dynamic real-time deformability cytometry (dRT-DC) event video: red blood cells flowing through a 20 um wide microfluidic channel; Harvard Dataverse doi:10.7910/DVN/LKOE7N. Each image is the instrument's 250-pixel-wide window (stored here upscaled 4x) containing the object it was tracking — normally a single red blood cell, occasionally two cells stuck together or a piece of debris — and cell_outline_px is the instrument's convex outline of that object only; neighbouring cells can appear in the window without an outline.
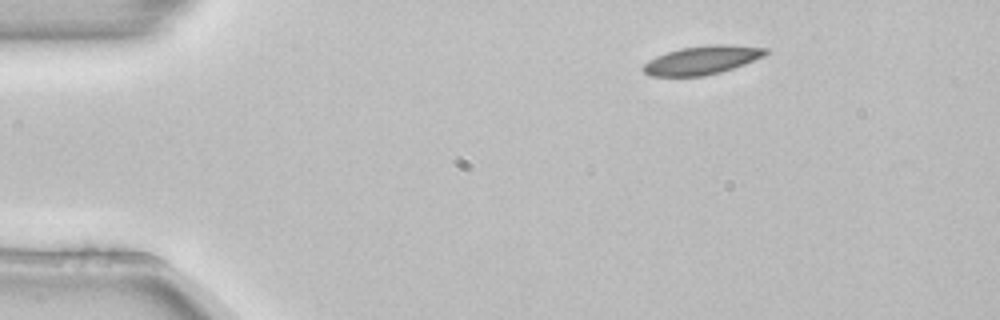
{"species": "common noctule bat (a hibernating species)", "species_latin": "Nyctalus noctula", "temperature_condition": "room temperature", "stored_images_in_passage": 3, "camera_frame_rate_fps": 3000, "um_per_image_px": 0.085, "animal": {"sex": "female", "body_mass_g": 22.7, "forearm_length_mm": 54.2}, "frame": {"image": 1, "passage_image": 1, "time_ms": 0.0, "image_size_px": [1000, 320], "cell_outline_px": [[768, 52], [764, 56], [744, 64], [720, 72], [704, 76], [648, 76], [640, 68], [648, 60], [656, 56], [680, 48], [708, 44], [728, 44], [768, 48]], "centroid_in_image_um": [59.65, 5.1], "position_along_channel_um": 25.3, "area_um2": 20.46}}
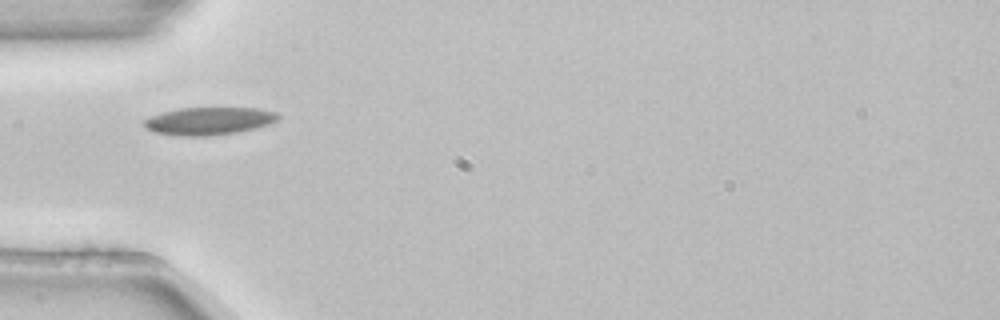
{"frame": {"image": 2, "passage_image": 3, "time_ms": 0.667, "image_size_px": [1000, 320], "cell_outline_px": [[280, 116], [276, 120], [268, 124], [256, 128], [236, 132], [208, 136], [180, 136], [152, 132], [144, 124], [144, 120], [152, 116], [164, 112], [180, 108], [256, 108], [276, 112]], "centroid_in_image_um": [17.76, 10.29], "position_along_channel_um": 67.2, "area_um2": 21.39}}